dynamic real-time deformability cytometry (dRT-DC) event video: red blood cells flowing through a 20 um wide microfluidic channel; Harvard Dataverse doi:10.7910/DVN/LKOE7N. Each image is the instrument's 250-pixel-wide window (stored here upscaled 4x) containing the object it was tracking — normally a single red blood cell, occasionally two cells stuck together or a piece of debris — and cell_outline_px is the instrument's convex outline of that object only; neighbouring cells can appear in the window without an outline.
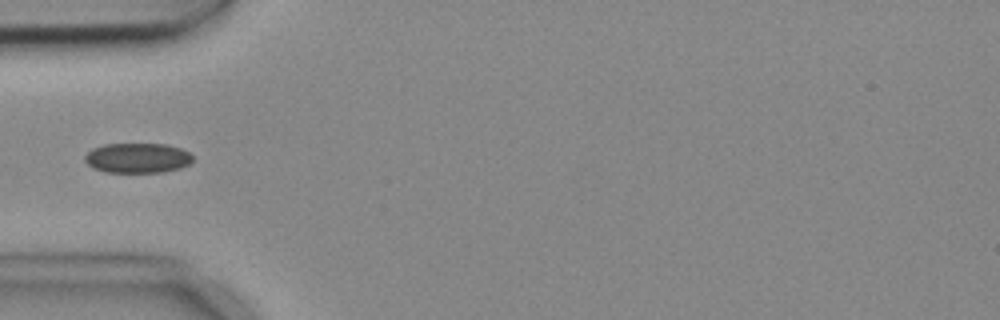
{"species": "common noctule bat (a hibernating species)", "species_latin": "Nyctalus noctula", "temperature_condition": "cold", "stored_images_in_passage": 3, "camera_frame_rate_fps": 3000, "um_per_image_px": 0.085, "animal": {"sex": "female", "body_mass_g": 18.4}, "frame": {"image": 1, "passage_image": 3, "time_ms": 0.667, "image_size_px": [1000, 320], "cell_outline_px": [[192, 160], [188, 164], [180, 168], [164, 172], [104, 172], [92, 168], [84, 160], [84, 156], [92, 148], [104, 144], [164, 144], [180, 148], [188, 152], [192, 156]], "centroid_in_image_um": [11.65, 13.43], "position_along_channel_um": 73.4, "area_um2": 18.84}}